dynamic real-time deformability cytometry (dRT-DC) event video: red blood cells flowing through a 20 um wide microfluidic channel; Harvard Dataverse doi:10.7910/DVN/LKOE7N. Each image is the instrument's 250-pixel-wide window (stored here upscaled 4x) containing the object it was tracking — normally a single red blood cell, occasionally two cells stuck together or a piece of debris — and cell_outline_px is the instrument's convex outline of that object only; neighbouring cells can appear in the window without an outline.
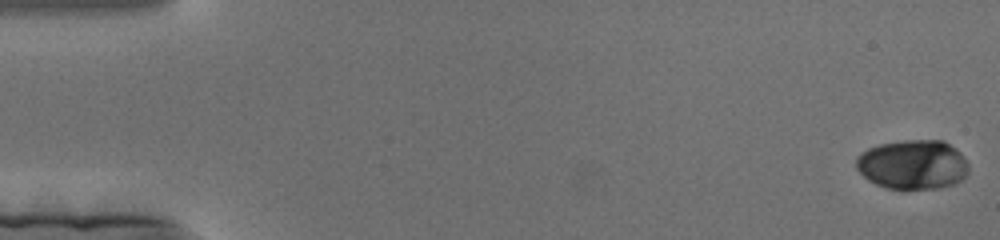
{"species": "human", "species_latin": "Homo sapiens", "temperature_condition": "cold", "stored_images_in_passage": 178, "camera_frame_rate_fps": 3000, "um_per_image_px": 0.085, "donor": {"sex": "female"}, "frame": {"image": 1, "passage_image": 1, "time_ms": 0.0, "image_size_px": [1000, 240], "cell_outline_px": [[968, 172], [960, 180], [952, 184], [936, 188], [888, 188], [876, 184], [868, 180], [856, 168], [856, 156], [860, 152], [868, 148], [880, 144], [904, 140], [944, 140], [956, 148], [964, 156], [968, 164]], "centroid_in_image_um": [77.58, 13.96], "position_along_channel_um": 7.4, "area_um2": 32.37}}
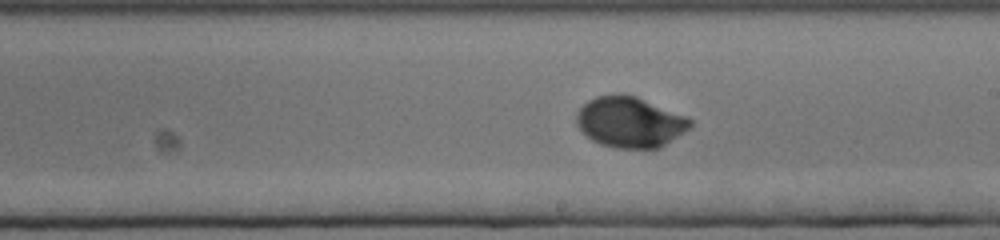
{"frame": {"image": 2, "passage_image": 102, "time_ms": 33.667, "image_size_px": [1000, 240], "cell_outline_px": [[692, 124], [684, 132], [660, 148], [616, 148], [600, 144], [592, 140], [576, 124], [576, 112], [588, 100], [596, 96], [620, 92], [636, 96], [688, 116], [692, 120]], "centroid_in_image_um": [53.54, 10.36], "position_along_channel_um": 235.5, "area_um2": 33.81}}
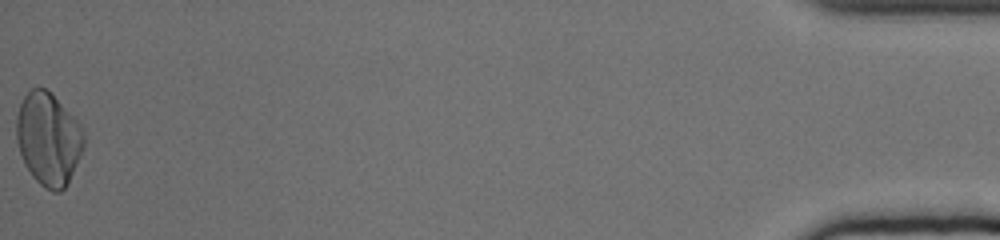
{"frame": {"image": 3, "passage_image": 178, "time_ms": 59.0, "image_size_px": [1000, 240], "cell_outline_px": [[84, 144], [80, 156], [68, 184], [60, 192], [52, 192], [44, 188], [32, 176], [24, 164], [16, 140], [16, 116], [20, 104], [24, 96], [32, 88], [44, 88], [80, 124], [84, 132]], "centroid_in_image_um": [4.1, 11.86], "position_along_channel_um": 431.1, "area_um2": 36.13}}